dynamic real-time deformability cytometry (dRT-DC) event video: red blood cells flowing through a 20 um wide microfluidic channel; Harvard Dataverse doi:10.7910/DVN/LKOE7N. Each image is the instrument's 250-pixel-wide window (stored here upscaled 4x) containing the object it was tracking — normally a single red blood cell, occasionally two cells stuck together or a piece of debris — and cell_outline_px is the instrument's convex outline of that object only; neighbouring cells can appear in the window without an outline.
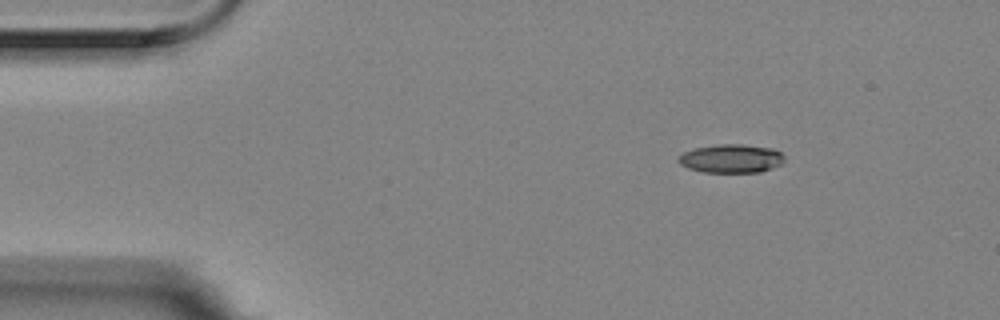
{"species": "Egyptian fruit bat (a non-hibernating species)", "species_latin": "Rousettus aegyptiacus", "temperature_condition": "room temperature", "stored_images_in_passage": 5, "camera_frame_rate_fps": 3000, "um_per_image_px": 0.085, "animal": {"sex": "female"}, "frame": {"image": 1, "passage_image": 1, "time_ms": 0.0, "image_size_px": [1000, 320], "cell_outline_px": [[784, 160], [780, 164], [772, 168], [760, 172], [704, 172], [688, 168], [680, 164], [676, 160], [684, 152], [696, 148], [716, 144], [740, 144], [772, 148], [780, 152], [784, 156]], "centroid_in_image_um": [62.15, 13.47], "position_along_channel_um": 22.9, "area_um2": 17.57}}
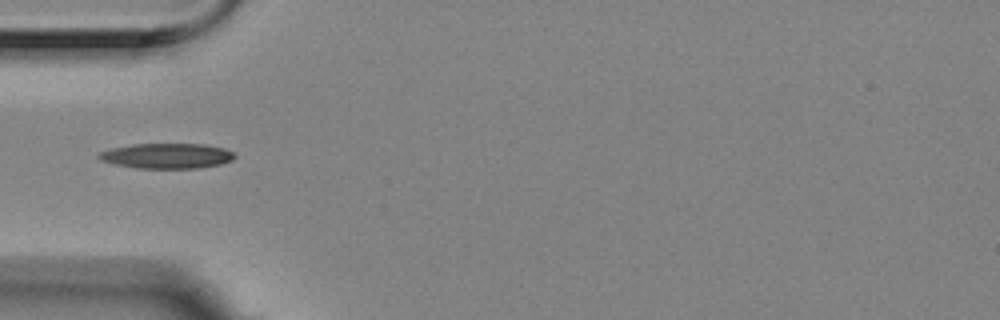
{"frame": {"image": 2, "passage_image": 4, "time_ms": 1.0, "image_size_px": [1000, 320], "cell_outline_px": [[236, 156], [232, 160], [220, 164], [200, 168], [136, 168], [116, 164], [100, 160], [96, 156], [100, 152], [112, 148], [132, 144], [204, 144], [224, 148], [232, 152]], "centroid_in_image_um": [14.18, 13.25], "position_along_channel_um": 70.8, "area_um2": 19.88}}
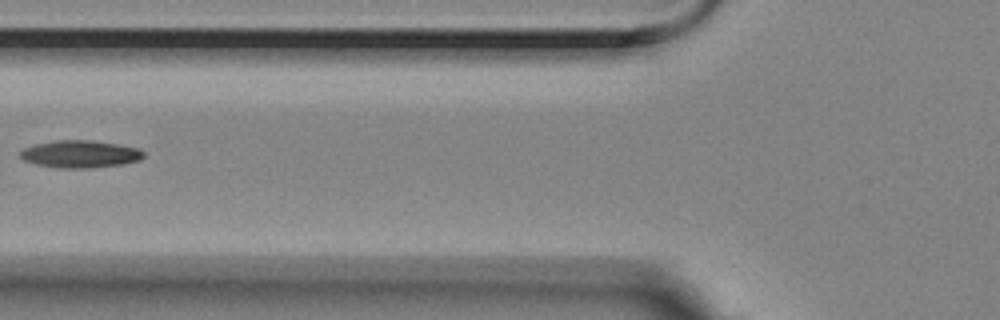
{"frame": {"image": 3, "passage_image": 5, "time_ms": 1.333, "image_size_px": [1000, 320], "cell_outline_px": [[144, 156], [140, 160], [124, 164], [88, 168], [56, 168], [36, 164], [24, 160], [20, 156], [20, 152], [24, 148], [36, 144], [56, 140], [92, 140], [120, 144], [140, 148], [144, 152]], "centroid_in_image_um": [6.85, 13.09], "position_along_channel_um": 118.9, "area_um2": 19.83}}